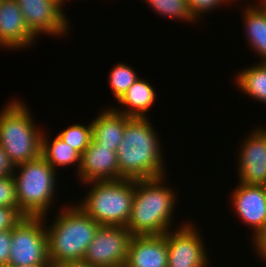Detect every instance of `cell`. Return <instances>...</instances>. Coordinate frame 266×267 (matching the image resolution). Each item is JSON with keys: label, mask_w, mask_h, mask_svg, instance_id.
<instances>
[{"label": "cell", "mask_w": 266, "mask_h": 267, "mask_svg": "<svg viewBox=\"0 0 266 267\" xmlns=\"http://www.w3.org/2000/svg\"><path fill=\"white\" fill-rule=\"evenodd\" d=\"M150 120L149 117H132L126 123L123 140L116 152L119 179L143 180L165 176L167 168L161 139Z\"/></svg>", "instance_id": "6da1fadb"}, {"label": "cell", "mask_w": 266, "mask_h": 267, "mask_svg": "<svg viewBox=\"0 0 266 267\" xmlns=\"http://www.w3.org/2000/svg\"><path fill=\"white\" fill-rule=\"evenodd\" d=\"M166 177L134 180L131 215L126 225L132 236L162 235L173 230L177 192L166 185Z\"/></svg>", "instance_id": "7a4b0ae2"}, {"label": "cell", "mask_w": 266, "mask_h": 267, "mask_svg": "<svg viewBox=\"0 0 266 267\" xmlns=\"http://www.w3.org/2000/svg\"><path fill=\"white\" fill-rule=\"evenodd\" d=\"M70 206V207H69ZM63 207V209H62ZM50 225L45 227L48 256L51 266L62 262L81 261L96 231L101 226L84 213L74 202L61 206Z\"/></svg>", "instance_id": "3957f363"}, {"label": "cell", "mask_w": 266, "mask_h": 267, "mask_svg": "<svg viewBox=\"0 0 266 267\" xmlns=\"http://www.w3.org/2000/svg\"><path fill=\"white\" fill-rule=\"evenodd\" d=\"M4 106L0 110V146L14 166L37 159L44 130L35 124L26 101L14 98Z\"/></svg>", "instance_id": "277c9868"}, {"label": "cell", "mask_w": 266, "mask_h": 267, "mask_svg": "<svg viewBox=\"0 0 266 267\" xmlns=\"http://www.w3.org/2000/svg\"><path fill=\"white\" fill-rule=\"evenodd\" d=\"M17 173V174H16ZM57 172L42 156L15 165L13 178L18 210L29 217H44L57 198ZM53 202V203H52Z\"/></svg>", "instance_id": "5b68a950"}, {"label": "cell", "mask_w": 266, "mask_h": 267, "mask_svg": "<svg viewBox=\"0 0 266 267\" xmlns=\"http://www.w3.org/2000/svg\"><path fill=\"white\" fill-rule=\"evenodd\" d=\"M91 188L75 203L101 226H126L134 197V180L118 179L85 183Z\"/></svg>", "instance_id": "8992f818"}, {"label": "cell", "mask_w": 266, "mask_h": 267, "mask_svg": "<svg viewBox=\"0 0 266 267\" xmlns=\"http://www.w3.org/2000/svg\"><path fill=\"white\" fill-rule=\"evenodd\" d=\"M9 265L50 264L44 217L24 216L12 229Z\"/></svg>", "instance_id": "52a82bcc"}, {"label": "cell", "mask_w": 266, "mask_h": 267, "mask_svg": "<svg viewBox=\"0 0 266 267\" xmlns=\"http://www.w3.org/2000/svg\"><path fill=\"white\" fill-rule=\"evenodd\" d=\"M195 224L185 221L166 233L168 267H209V253Z\"/></svg>", "instance_id": "ba28073f"}, {"label": "cell", "mask_w": 266, "mask_h": 267, "mask_svg": "<svg viewBox=\"0 0 266 267\" xmlns=\"http://www.w3.org/2000/svg\"><path fill=\"white\" fill-rule=\"evenodd\" d=\"M131 237L126 226H100L83 261L93 267H125Z\"/></svg>", "instance_id": "9c48e42d"}, {"label": "cell", "mask_w": 266, "mask_h": 267, "mask_svg": "<svg viewBox=\"0 0 266 267\" xmlns=\"http://www.w3.org/2000/svg\"><path fill=\"white\" fill-rule=\"evenodd\" d=\"M29 31L36 37L68 35L70 22L66 13L53 0H16ZM69 22V23H68Z\"/></svg>", "instance_id": "30bf717a"}, {"label": "cell", "mask_w": 266, "mask_h": 267, "mask_svg": "<svg viewBox=\"0 0 266 267\" xmlns=\"http://www.w3.org/2000/svg\"><path fill=\"white\" fill-rule=\"evenodd\" d=\"M239 146V183L266 186V127L252 130Z\"/></svg>", "instance_id": "8fae6325"}, {"label": "cell", "mask_w": 266, "mask_h": 267, "mask_svg": "<svg viewBox=\"0 0 266 267\" xmlns=\"http://www.w3.org/2000/svg\"><path fill=\"white\" fill-rule=\"evenodd\" d=\"M230 194L236 216L253 230L254 240L266 229V188L265 186L239 183Z\"/></svg>", "instance_id": "7c38bea8"}, {"label": "cell", "mask_w": 266, "mask_h": 267, "mask_svg": "<svg viewBox=\"0 0 266 267\" xmlns=\"http://www.w3.org/2000/svg\"><path fill=\"white\" fill-rule=\"evenodd\" d=\"M81 185L92 181L119 179L118 157L116 151L106 148L91 139L89 146L81 154L77 172Z\"/></svg>", "instance_id": "4fadbf2b"}, {"label": "cell", "mask_w": 266, "mask_h": 267, "mask_svg": "<svg viewBox=\"0 0 266 267\" xmlns=\"http://www.w3.org/2000/svg\"><path fill=\"white\" fill-rule=\"evenodd\" d=\"M37 42L29 31L16 0H2L0 3V48L24 49Z\"/></svg>", "instance_id": "5bb4252c"}, {"label": "cell", "mask_w": 266, "mask_h": 267, "mask_svg": "<svg viewBox=\"0 0 266 267\" xmlns=\"http://www.w3.org/2000/svg\"><path fill=\"white\" fill-rule=\"evenodd\" d=\"M125 267H168L166 234L132 236Z\"/></svg>", "instance_id": "9a60e30c"}, {"label": "cell", "mask_w": 266, "mask_h": 267, "mask_svg": "<svg viewBox=\"0 0 266 267\" xmlns=\"http://www.w3.org/2000/svg\"><path fill=\"white\" fill-rule=\"evenodd\" d=\"M104 108L95 119L91 120L92 139L101 146L117 152L123 140L126 123L132 117L117 112L114 106Z\"/></svg>", "instance_id": "2e32d148"}, {"label": "cell", "mask_w": 266, "mask_h": 267, "mask_svg": "<svg viewBox=\"0 0 266 267\" xmlns=\"http://www.w3.org/2000/svg\"><path fill=\"white\" fill-rule=\"evenodd\" d=\"M156 99L154 86L139 77L117 101L121 108L114 109L129 117L146 118Z\"/></svg>", "instance_id": "e0dca14e"}, {"label": "cell", "mask_w": 266, "mask_h": 267, "mask_svg": "<svg viewBox=\"0 0 266 267\" xmlns=\"http://www.w3.org/2000/svg\"><path fill=\"white\" fill-rule=\"evenodd\" d=\"M253 4L242 8L245 37L249 48L260 56V62H266V7L262 2Z\"/></svg>", "instance_id": "ac0fdd59"}, {"label": "cell", "mask_w": 266, "mask_h": 267, "mask_svg": "<svg viewBox=\"0 0 266 267\" xmlns=\"http://www.w3.org/2000/svg\"><path fill=\"white\" fill-rule=\"evenodd\" d=\"M41 156L56 171L60 169V167L67 168L70 165H76L77 174L81 163V154L76 149L65 143L58 135L55 136L53 140L50 139L49 133L46 134L45 130L42 134Z\"/></svg>", "instance_id": "d6986e66"}, {"label": "cell", "mask_w": 266, "mask_h": 267, "mask_svg": "<svg viewBox=\"0 0 266 267\" xmlns=\"http://www.w3.org/2000/svg\"><path fill=\"white\" fill-rule=\"evenodd\" d=\"M234 78L238 90L253 100L266 104V62L244 68Z\"/></svg>", "instance_id": "ffe728a7"}, {"label": "cell", "mask_w": 266, "mask_h": 267, "mask_svg": "<svg viewBox=\"0 0 266 267\" xmlns=\"http://www.w3.org/2000/svg\"><path fill=\"white\" fill-rule=\"evenodd\" d=\"M158 15L169 19L181 20L194 23L196 19L193 17L188 0H143Z\"/></svg>", "instance_id": "44dd1931"}, {"label": "cell", "mask_w": 266, "mask_h": 267, "mask_svg": "<svg viewBox=\"0 0 266 267\" xmlns=\"http://www.w3.org/2000/svg\"><path fill=\"white\" fill-rule=\"evenodd\" d=\"M131 66L124 62L117 63L109 71L108 82L116 101L128 90V88L139 78Z\"/></svg>", "instance_id": "7402d4cb"}, {"label": "cell", "mask_w": 266, "mask_h": 267, "mask_svg": "<svg viewBox=\"0 0 266 267\" xmlns=\"http://www.w3.org/2000/svg\"><path fill=\"white\" fill-rule=\"evenodd\" d=\"M83 124H72L68 128L61 131L58 136L62 138L65 143L76 149L82 154L89 146L92 139V125L91 122Z\"/></svg>", "instance_id": "603a6c76"}, {"label": "cell", "mask_w": 266, "mask_h": 267, "mask_svg": "<svg viewBox=\"0 0 266 267\" xmlns=\"http://www.w3.org/2000/svg\"><path fill=\"white\" fill-rule=\"evenodd\" d=\"M0 207L18 209L15 181L12 174L0 177Z\"/></svg>", "instance_id": "cb8c5ba5"}, {"label": "cell", "mask_w": 266, "mask_h": 267, "mask_svg": "<svg viewBox=\"0 0 266 267\" xmlns=\"http://www.w3.org/2000/svg\"><path fill=\"white\" fill-rule=\"evenodd\" d=\"M230 2L228 0H188L189 9L193 15V17L199 21L198 19L205 15V13L215 11L220 6L227 5ZM199 16V17H198Z\"/></svg>", "instance_id": "d4e9b609"}, {"label": "cell", "mask_w": 266, "mask_h": 267, "mask_svg": "<svg viewBox=\"0 0 266 267\" xmlns=\"http://www.w3.org/2000/svg\"><path fill=\"white\" fill-rule=\"evenodd\" d=\"M24 215L16 208L0 207V231L13 229Z\"/></svg>", "instance_id": "484cf974"}, {"label": "cell", "mask_w": 266, "mask_h": 267, "mask_svg": "<svg viewBox=\"0 0 266 267\" xmlns=\"http://www.w3.org/2000/svg\"><path fill=\"white\" fill-rule=\"evenodd\" d=\"M12 229L0 231V265H9Z\"/></svg>", "instance_id": "4316f807"}, {"label": "cell", "mask_w": 266, "mask_h": 267, "mask_svg": "<svg viewBox=\"0 0 266 267\" xmlns=\"http://www.w3.org/2000/svg\"><path fill=\"white\" fill-rule=\"evenodd\" d=\"M251 247L255 251L256 256L266 263V229L262 231L254 240Z\"/></svg>", "instance_id": "83f0119b"}, {"label": "cell", "mask_w": 266, "mask_h": 267, "mask_svg": "<svg viewBox=\"0 0 266 267\" xmlns=\"http://www.w3.org/2000/svg\"><path fill=\"white\" fill-rule=\"evenodd\" d=\"M15 166L10 161L7 153L0 146V177L13 174Z\"/></svg>", "instance_id": "f1b7e54d"}, {"label": "cell", "mask_w": 266, "mask_h": 267, "mask_svg": "<svg viewBox=\"0 0 266 267\" xmlns=\"http://www.w3.org/2000/svg\"><path fill=\"white\" fill-rule=\"evenodd\" d=\"M53 267H93V266L81 260V261L62 262L57 265H54Z\"/></svg>", "instance_id": "f546056e"}, {"label": "cell", "mask_w": 266, "mask_h": 267, "mask_svg": "<svg viewBox=\"0 0 266 267\" xmlns=\"http://www.w3.org/2000/svg\"><path fill=\"white\" fill-rule=\"evenodd\" d=\"M15 267H52L51 264H28V265H21Z\"/></svg>", "instance_id": "4dcf8cb0"}, {"label": "cell", "mask_w": 266, "mask_h": 267, "mask_svg": "<svg viewBox=\"0 0 266 267\" xmlns=\"http://www.w3.org/2000/svg\"><path fill=\"white\" fill-rule=\"evenodd\" d=\"M53 1H55L56 3H58L62 8L65 5L64 4L65 3V0H53Z\"/></svg>", "instance_id": "1f68e13d"}, {"label": "cell", "mask_w": 266, "mask_h": 267, "mask_svg": "<svg viewBox=\"0 0 266 267\" xmlns=\"http://www.w3.org/2000/svg\"><path fill=\"white\" fill-rule=\"evenodd\" d=\"M263 3L264 5H265V7H266V0H259V3Z\"/></svg>", "instance_id": "d6a6232c"}, {"label": "cell", "mask_w": 266, "mask_h": 267, "mask_svg": "<svg viewBox=\"0 0 266 267\" xmlns=\"http://www.w3.org/2000/svg\"><path fill=\"white\" fill-rule=\"evenodd\" d=\"M0 267H12L11 265H0Z\"/></svg>", "instance_id": "836d02e7"}, {"label": "cell", "mask_w": 266, "mask_h": 267, "mask_svg": "<svg viewBox=\"0 0 266 267\" xmlns=\"http://www.w3.org/2000/svg\"><path fill=\"white\" fill-rule=\"evenodd\" d=\"M228 1H229L230 3H232V2L234 3L236 0H234V1H233V0H228ZM237 1H238V0H237Z\"/></svg>", "instance_id": "e575fe53"}]
</instances>
